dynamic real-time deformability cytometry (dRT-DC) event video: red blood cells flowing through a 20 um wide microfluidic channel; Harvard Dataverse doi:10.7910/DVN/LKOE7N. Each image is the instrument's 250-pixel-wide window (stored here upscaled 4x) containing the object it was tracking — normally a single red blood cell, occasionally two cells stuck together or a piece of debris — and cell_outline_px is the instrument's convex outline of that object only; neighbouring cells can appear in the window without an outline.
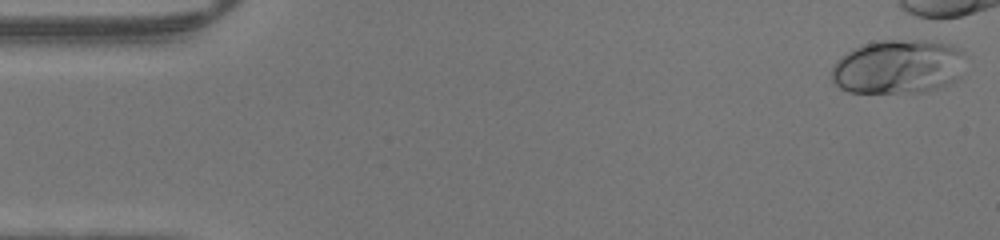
{"species": "human", "species_latin": "Homo sapiens", "temperature_condition": "warm", "stored_images_in_passage": 7, "camera_frame_rate_fps": 3000, "um_per_image_px": 0.085, "donor": {"sex": "male"}, "frame": {"image": 1, "passage_image": 1, "time_ms": 0.0, "image_size_px": [1000, 240], "cell_outline_px": [[964, 52], [960, 76], [956, 80], [948, 84], [924, 92], [848, 92], [840, 88], [832, 80], [832, 64], [836, 60], [852, 48], [864, 44], [880, 40], [924, 40], [948, 44], [960, 48]], "centroid_in_image_um": [76.32, 5.66], "position_along_channel_um": 8.7, "area_um2": 42.37}}